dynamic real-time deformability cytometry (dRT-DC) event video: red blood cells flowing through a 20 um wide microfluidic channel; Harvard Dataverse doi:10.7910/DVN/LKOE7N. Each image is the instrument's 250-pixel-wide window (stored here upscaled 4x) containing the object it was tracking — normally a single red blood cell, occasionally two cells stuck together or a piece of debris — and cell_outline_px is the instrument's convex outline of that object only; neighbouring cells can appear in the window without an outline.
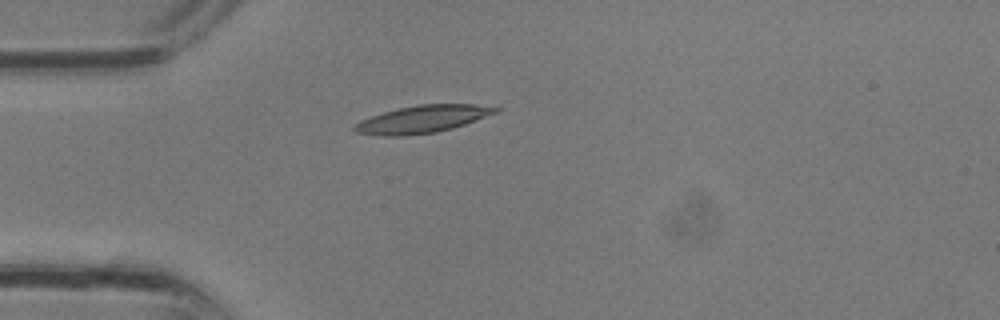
{"species": "common noctule bat (a hibernating species)", "species_latin": "Nyctalus noctula", "temperature_condition": "room temperature", "stored_images_in_passage": 3, "camera_frame_rate_fps": 3000, "um_per_image_px": 0.085, "animal": {"sex": "male", "body_mass_g": 13.3}, "frame": {"image": 1, "passage_image": 3, "time_ms": 0.667, "image_size_px": [1000, 320], "cell_outline_px": [[500, 112], [452, 128], [436, 132], [404, 136], [384, 136], [356, 132], [352, 128], [360, 120], [384, 112], [400, 108], [420, 104], [472, 104], [500, 108]], "centroid_in_image_um": [35.92, 10.13], "position_along_channel_um": 49.1, "area_um2": 22.31}}